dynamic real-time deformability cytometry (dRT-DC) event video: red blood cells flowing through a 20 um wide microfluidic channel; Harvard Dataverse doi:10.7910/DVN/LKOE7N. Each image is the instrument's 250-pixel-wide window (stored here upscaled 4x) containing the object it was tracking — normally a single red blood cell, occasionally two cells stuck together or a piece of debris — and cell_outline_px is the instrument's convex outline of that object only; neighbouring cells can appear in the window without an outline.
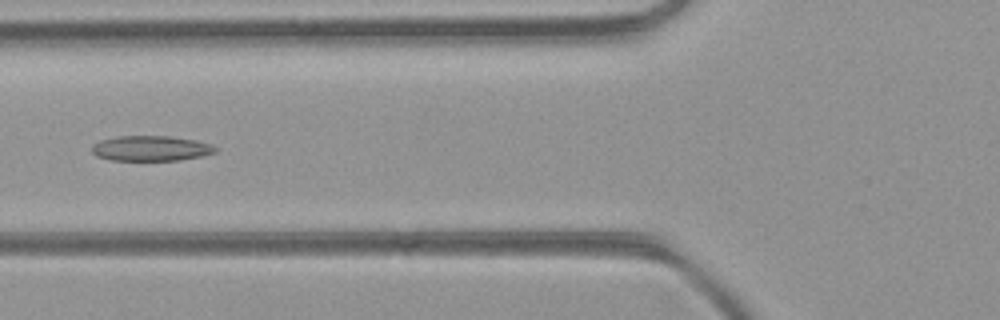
{"species": "common noctule bat (a hibernating species)", "species_latin": "Nyctalus noctula", "temperature_condition": "room temperature", "stored_images_in_passage": 36, "camera_frame_rate_fps": 3000, "um_per_image_px": 0.085, "animal": {"sex": "female", "body_mass_g": 21.9}, "frame": {"image": 1, "passage_image": 8, "time_ms": 2.333, "image_size_px": [1000, 320], "cell_outline_px": [[216, 152], [200, 156], [180, 160], [108, 160], [96, 156], [92, 152], [92, 144], [100, 140], [116, 136], [168, 136], [196, 140], [212, 144], [216, 148]], "centroid_in_image_um": [12.79, 12.61], "position_along_channel_um": 113.0, "area_um2": 18.21}}
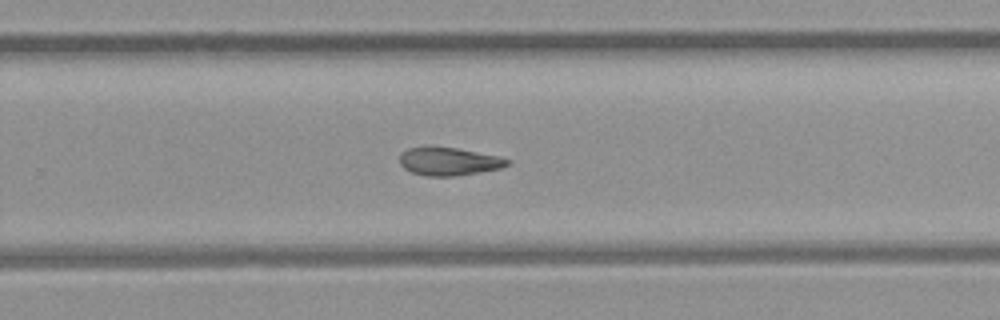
{"frame": {"image": 2, "passage_image": 20, "time_ms": 6.333, "image_size_px": [1000, 320], "cell_outline_px": [[512, 160], [508, 164], [500, 168], [456, 176], [428, 176], [412, 172], [404, 168], [400, 164], [400, 152], [408, 148], [456, 148], [496, 156]], "centroid_in_image_um": [38.13, 13.74], "position_along_channel_um": 291.7, "area_um2": 17.11}}
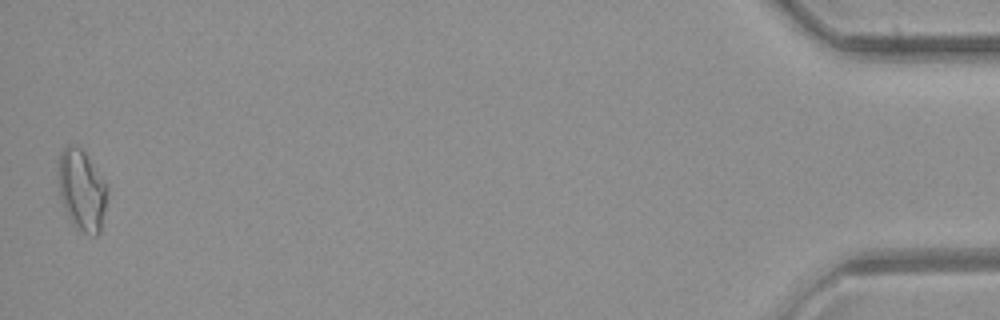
{"frame": {"image": 3, "passage_image": 36, "time_ms": 11.667, "image_size_px": [1000, 320], "cell_outline_px": [[104, 208], [100, 232], [96, 236], [84, 232], [76, 228], [68, 216], [60, 196], [60, 152], [68, 144], [72, 144], [80, 148], [84, 152], [104, 184]], "centroid_in_image_um": [6.91, 16.18], "position_along_channel_um": 428.3, "area_um2": 21.68}, "authors_computed_cell_mechanics": {"area_um2": 18.3515, "velocity_mm_per_s": 4.4746, "shape_relaxation_time_tau1_ms": null, "shape_relaxation_time_tau2_ms": 5.3759, "deformation_change_tau1": null, "deformation_change_tau2": 0.1397}}